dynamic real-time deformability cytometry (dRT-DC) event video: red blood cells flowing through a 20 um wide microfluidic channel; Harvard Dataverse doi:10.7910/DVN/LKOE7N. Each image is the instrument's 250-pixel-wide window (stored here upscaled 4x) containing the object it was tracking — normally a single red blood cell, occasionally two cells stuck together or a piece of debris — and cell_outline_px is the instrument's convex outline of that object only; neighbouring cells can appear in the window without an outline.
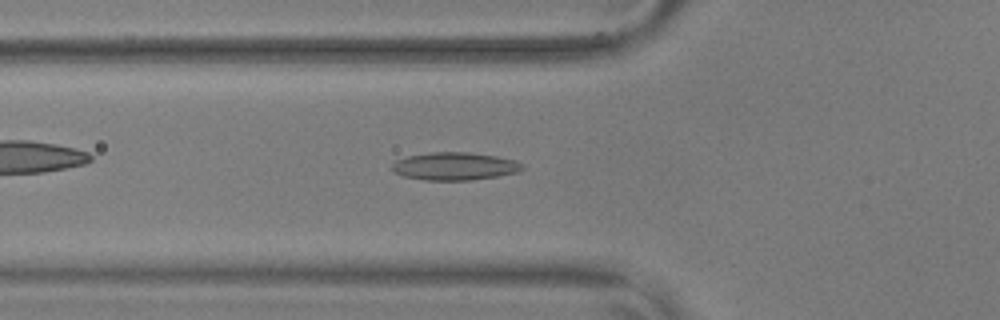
{"species": "common noctule bat (a hibernating species)", "species_latin": "Nyctalus noctula", "temperature_condition": "warm", "stored_images_in_passage": 47, "camera_frame_rate_fps": 3000, "um_per_image_px": 0.085, "animal": {"sex": "male", "body_mass_g": 17.9, "forearm_length_mm": 54.2}, "frame": {"image": 1, "passage_image": 12, "time_ms": 3.667, "image_size_px": [1000, 320], "cell_outline_px": [[524, 168], [516, 172], [496, 176], [468, 180], [424, 180], [404, 176], [392, 172], [392, 164], [396, 160], [408, 156], [432, 152], [468, 152], [496, 156], [516, 160], [524, 164]], "centroid_in_image_um": [38.64, 14.12], "position_along_channel_um": 87.2, "area_um2": 21.04}}
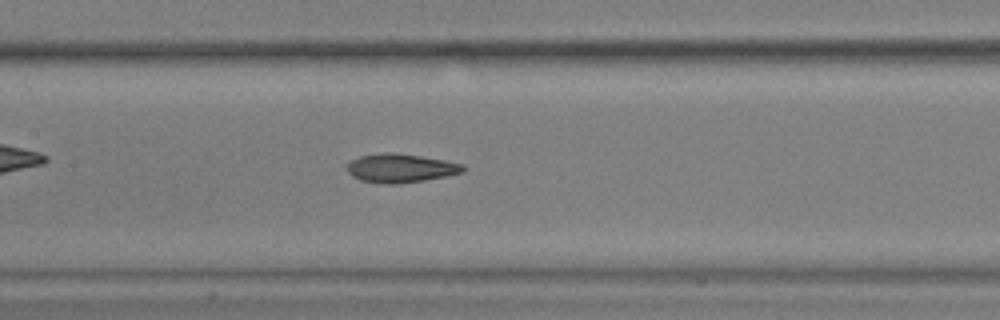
{"frame": {"image": 2, "passage_image": 19, "time_ms": 6.0, "image_size_px": [1000, 320], "cell_outline_px": [[464, 172], [424, 180], [396, 184], [384, 184], [360, 180], [352, 176], [348, 172], [344, 164], [360, 156], [392, 152], [420, 156], [444, 160], [464, 164]], "centroid_in_image_um": [34.01, 14.3], "position_along_channel_um": 173.4, "area_um2": 19.31}}
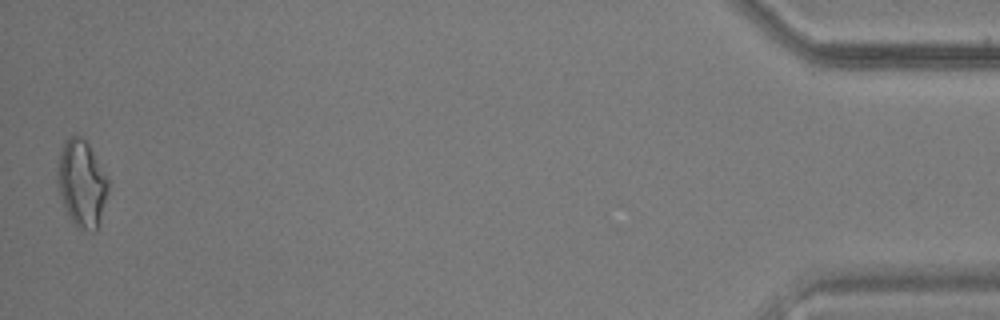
{"frame": {"image": 3, "passage_image": 47, "time_ms": 15.333, "image_size_px": [1000, 320], "cell_outline_px": [[108, 192], [96, 232], [92, 232], [80, 228], [72, 220], [64, 204], [56, 180], [56, 172], [64, 140], [68, 136], [80, 136], [88, 144], [108, 180]], "centroid_in_image_um": [6.94, 15.58], "position_along_channel_um": 428.3, "area_um2": 25.03}, "authors_computed_cell_mechanics": {"area_um2": 19.7098, "velocity_mm_per_s": 3.646, "shape_relaxation_time_tau1_ms": null, "shape_relaxation_time_tau2_ms": 3.4988, "deformation_change_tau1": null, "deformation_change_tau2": 0.1214}}